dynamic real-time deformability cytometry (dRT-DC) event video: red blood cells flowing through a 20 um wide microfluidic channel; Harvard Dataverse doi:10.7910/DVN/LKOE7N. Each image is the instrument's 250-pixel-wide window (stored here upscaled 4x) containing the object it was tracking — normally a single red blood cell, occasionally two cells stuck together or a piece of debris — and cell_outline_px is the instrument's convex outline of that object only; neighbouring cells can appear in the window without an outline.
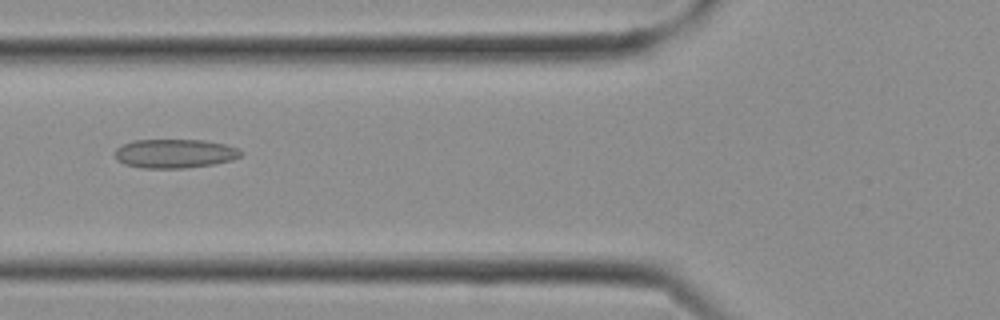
{"species": "Egyptian fruit bat (a non-hibernating species)", "species_latin": "Rousettus aegyptiacus", "temperature_condition": "cold", "stored_images_in_passage": 5, "camera_frame_rate_fps": 3000, "um_per_image_px": 0.085, "frame": {"image": 1, "passage_image": 4, "time_ms": 1.0, "image_size_px": [1000, 320], "cell_outline_px": [[244, 152], [240, 156], [232, 160], [212, 164], [184, 168], [144, 168], [124, 164], [116, 160], [116, 148], [120, 144], [136, 140], [204, 140], [224, 144], [236, 148]], "centroid_in_image_um": [14.83, 13.05], "position_along_channel_um": 111.0, "area_um2": 21.21}}